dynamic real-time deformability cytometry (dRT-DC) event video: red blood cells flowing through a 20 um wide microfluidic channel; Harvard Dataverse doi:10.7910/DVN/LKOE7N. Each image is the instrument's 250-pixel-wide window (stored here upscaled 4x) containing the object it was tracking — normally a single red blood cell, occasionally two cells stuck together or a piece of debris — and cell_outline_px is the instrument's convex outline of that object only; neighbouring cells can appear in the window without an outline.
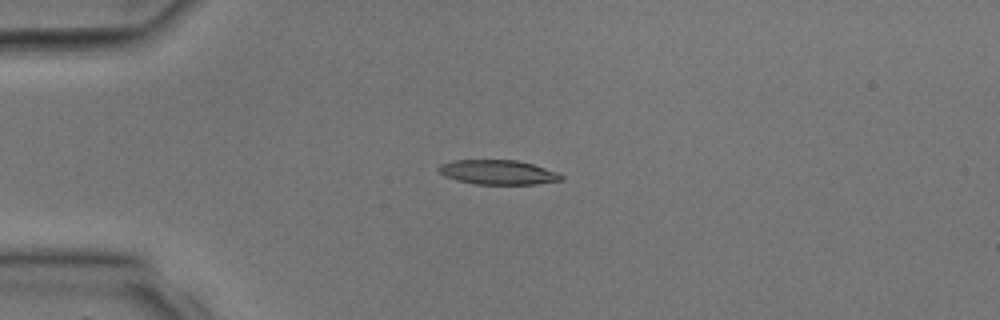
{"species": "common noctule bat (a hibernating species)", "species_latin": "Nyctalus noctula", "temperature_condition": "room temperature", "stored_images_in_passage": 9, "camera_frame_rate_fps": 3000, "um_per_image_px": 0.085, "animal": {"sex": "male", "body_mass_g": 17.9, "forearm_length_mm": 54.2}, "frame": {"image": 1, "passage_image": 1, "time_ms": 0.0, "image_size_px": [1000, 320], "cell_outline_px": [[564, 180], [536, 184], [476, 184], [456, 180], [444, 176], [436, 168], [440, 164], [452, 160], [516, 160], [532, 164], [556, 172], [564, 176]], "centroid_in_image_um": [42.3, 14.64], "position_along_channel_um": 42.7, "area_um2": 17.51}}
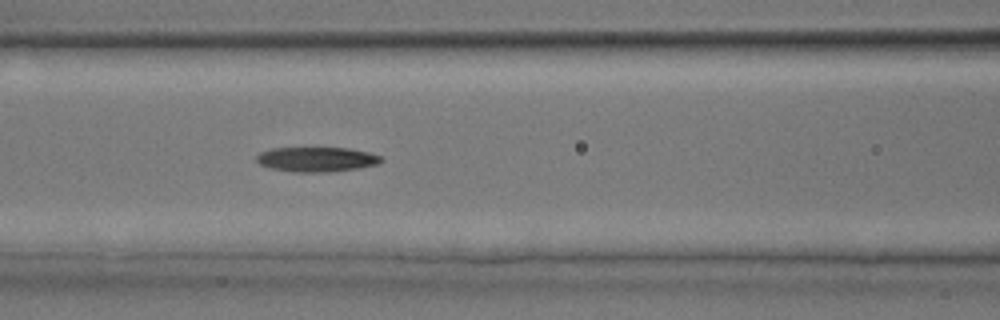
{"frame": {"image": 2, "passage_image": 7, "time_ms": 2.0, "image_size_px": [1000, 320], "cell_outline_px": [[384, 160], [376, 164], [356, 168], [328, 172], [292, 172], [272, 168], [260, 164], [256, 160], [256, 156], [260, 152], [272, 148], [348, 148], [368, 152], [380, 156]], "centroid_in_image_um": [26.89, 13.54], "position_along_channel_um": 139.7, "area_um2": 17.8}}